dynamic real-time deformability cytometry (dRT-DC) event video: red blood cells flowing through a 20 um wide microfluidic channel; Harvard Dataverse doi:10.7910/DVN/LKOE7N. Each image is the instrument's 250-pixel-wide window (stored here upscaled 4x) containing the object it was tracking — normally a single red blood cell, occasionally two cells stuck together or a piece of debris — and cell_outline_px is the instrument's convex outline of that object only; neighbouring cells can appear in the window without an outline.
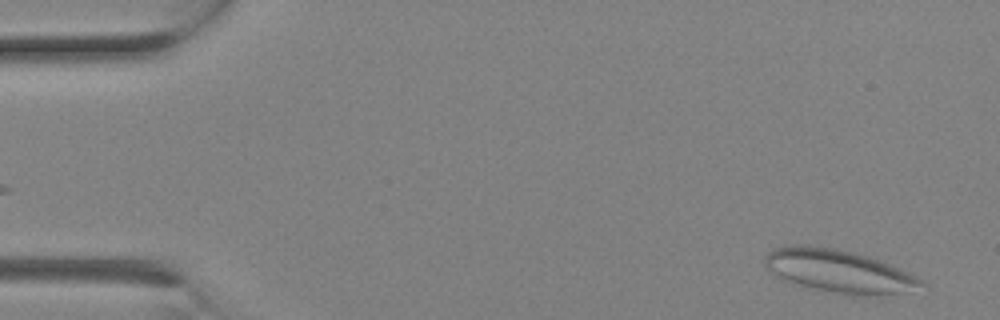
{"species": "Egyptian fruit bat (a non-hibernating species)", "species_latin": "Rousettus aegyptiacus", "temperature_condition": "room temperature", "stored_images_in_passage": 4, "camera_frame_rate_fps": 3000, "um_per_image_px": 0.085, "animal": {"sex": "female"}, "frame": {"image": 1, "passage_image": 4, "time_ms": 1.0, "image_size_px": [1000, 320], "cell_outline_px": [[928, 284], [912, 292], [880, 296], [848, 296], [812, 288], [784, 280], [776, 276], [764, 264], [764, 256], [772, 248], [784, 244], [808, 244], [836, 248], [868, 256], [880, 260], [908, 272], [916, 276]], "centroid_in_image_um": [71.32, 23.05], "position_along_channel_um": 13.7, "area_um2": 40.06}}